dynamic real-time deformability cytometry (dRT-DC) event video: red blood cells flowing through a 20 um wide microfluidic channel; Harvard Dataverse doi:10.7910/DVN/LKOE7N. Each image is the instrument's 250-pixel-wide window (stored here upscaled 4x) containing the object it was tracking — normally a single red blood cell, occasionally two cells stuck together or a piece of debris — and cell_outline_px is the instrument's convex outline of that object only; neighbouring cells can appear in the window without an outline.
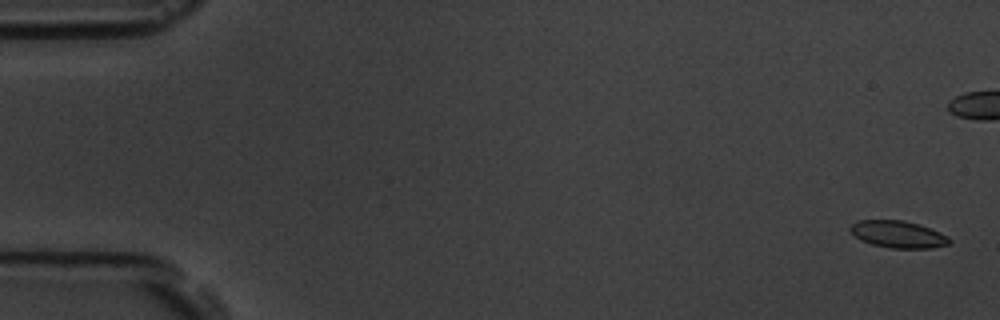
{"species": "common noctule bat (a hibernating species)", "species_latin": "Nyctalus noctula", "temperature_condition": "room temperature", "stored_images_in_passage": 2, "camera_frame_rate_fps": 3000, "um_per_image_px": 0.085, "animal": {"sex": "male", "body_mass_g": 19.5, "forearm_length_mm": 54.6}, "frame": {"image": 1, "passage_image": 2, "time_ms": 1.0, "image_size_px": [1000, 320], "cell_outline_px": [[952, 240], [948, 244], [932, 248], [892, 248], [872, 244], [860, 240], [848, 228], [852, 224], [860, 220], [904, 220], [920, 224], [940, 232], [948, 236]], "centroid_in_image_um": [76.36, 19.91], "position_along_channel_um": 8.6, "area_um2": 15.61}}